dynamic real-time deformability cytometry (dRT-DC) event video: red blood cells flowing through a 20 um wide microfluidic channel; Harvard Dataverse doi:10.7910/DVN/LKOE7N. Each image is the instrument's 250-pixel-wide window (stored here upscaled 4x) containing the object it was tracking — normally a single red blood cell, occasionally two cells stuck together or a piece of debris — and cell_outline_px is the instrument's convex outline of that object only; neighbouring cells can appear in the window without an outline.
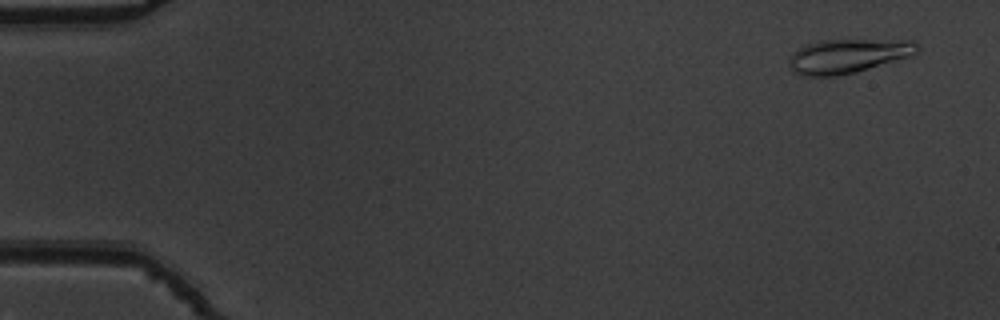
{"species": "common noctule bat (a hibernating species)", "species_latin": "Nyctalus noctula", "temperature_condition": "warm", "stored_images_in_passage": 53, "camera_frame_rate_fps": 3000, "um_per_image_px": 0.085, "animal": {"sex": "male", "body_mass_g": 19.5, "forearm_length_mm": 54.6}, "frame": {"image": 1, "passage_image": 3, "time_ms": 0.667, "image_size_px": [1000, 320], "cell_outline_px": [[920, 48], [916, 52], [908, 56], [856, 72], [836, 76], [800, 76], [788, 64], [788, 56], [800, 48], [808, 44], [824, 40], [912, 40]], "centroid_in_image_um": [72.03, 4.76], "position_along_channel_um": 13.0, "area_um2": 25.14}}
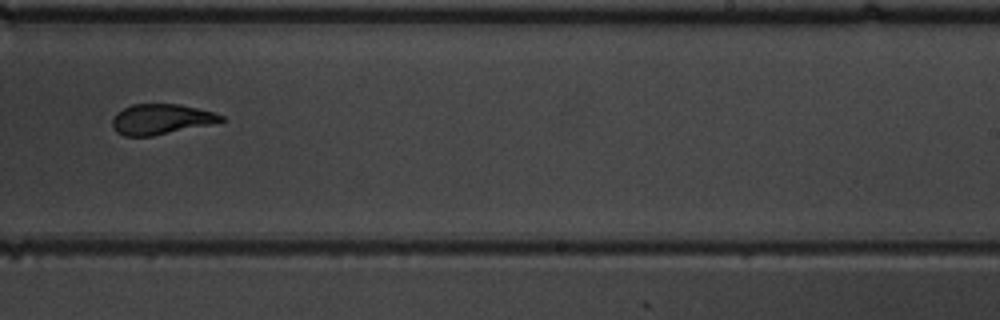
{"frame": {"image": 2, "passage_image": 34, "time_ms": 11.0, "image_size_px": [1000, 320], "cell_outline_px": [[224, 120], [212, 124], [152, 136], [124, 136], [116, 132], [112, 128], [112, 120], [116, 112], [132, 104], [180, 104], [216, 112], [224, 116]], "centroid_in_image_um": [13.68, 10.13], "position_along_channel_um": 275.3, "area_um2": 19.36}}
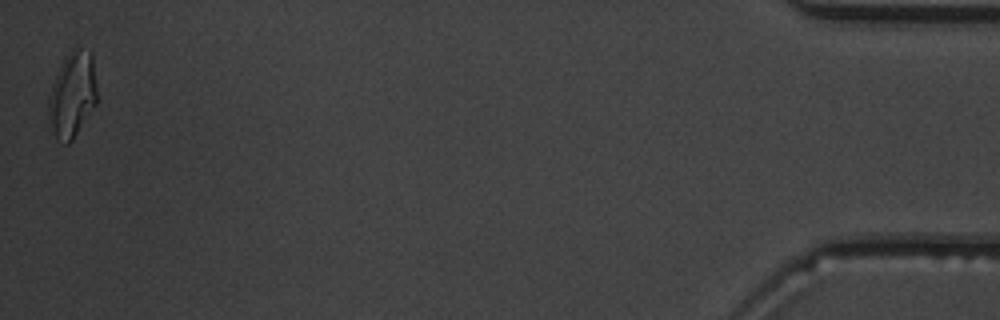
{"frame": {"image": 3, "passage_image": 53, "time_ms": 17.333, "image_size_px": [1000, 320], "cell_outline_px": [[96, 104], [72, 140], [68, 144], [64, 144], [56, 140], [52, 128], [48, 108], [48, 100], [52, 84], [68, 52], [72, 48], [80, 48], [92, 52], [96, 88]], "centroid_in_image_um": [6.15, 8.05], "position_along_channel_um": 429.0, "area_um2": 23.81}, "authors_computed_cell_mechanics": {"area_um2": 20.7502, "velocity_mm_per_s": 3.8097, "shape_relaxation_time_tau1_ms": 7.7951, "shape_relaxation_time_tau2_ms": 1.6833, "deformation_change_tau1": 0.2333, "deformation_change_tau2": 0.1039}}